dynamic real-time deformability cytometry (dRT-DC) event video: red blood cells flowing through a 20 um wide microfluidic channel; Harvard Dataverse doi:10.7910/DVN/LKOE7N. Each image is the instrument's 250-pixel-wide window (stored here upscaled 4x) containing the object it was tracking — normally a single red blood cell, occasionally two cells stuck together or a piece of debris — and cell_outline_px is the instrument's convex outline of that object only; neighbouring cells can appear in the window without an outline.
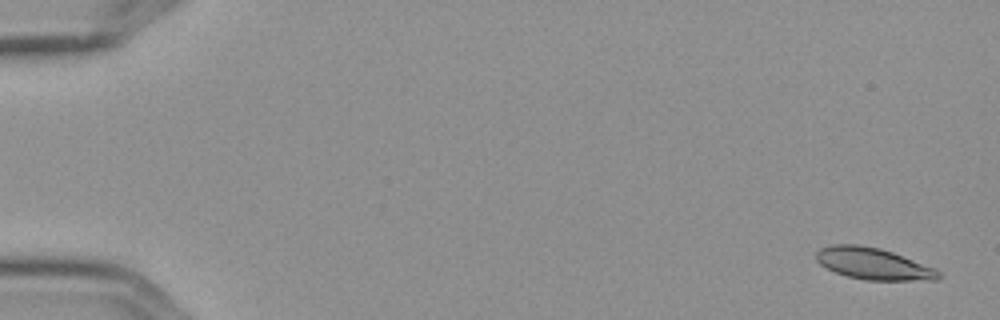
{"species": "Egyptian fruit bat (a non-hibernating species)", "species_latin": "Rousettus aegyptiacus", "temperature_condition": "cold", "stored_images_in_passage": 5, "camera_frame_rate_fps": 3000, "um_per_image_px": 0.085, "frame": {"image": 1, "passage_image": 1, "time_ms": 0.0, "image_size_px": [1000, 320], "cell_outline_px": [[940, 280], [864, 280], [848, 276], [836, 272], [820, 264], [816, 260], [816, 252], [820, 248], [832, 244], [860, 244], [880, 248], [892, 252], [936, 268], [940, 272]], "centroid_in_image_um": [74.24, 22.41], "position_along_channel_um": 10.8, "area_um2": 22.6}}
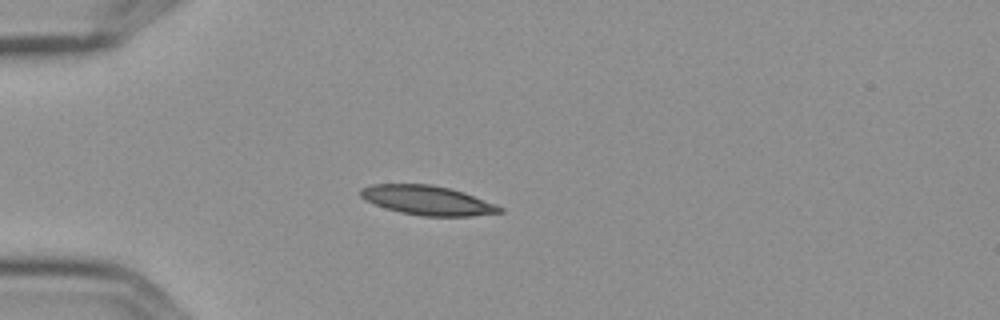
{"frame": {"image": 2, "passage_image": 5, "time_ms": 1.333, "image_size_px": [1000, 320], "cell_outline_px": [[504, 212], [472, 216], [424, 216], [400, 212], [364, 200], [360, 196], [360, 188], [372, 184], [432, 184], [464, 192], [496, 204], [504, 208]], "centroid_in_image_um": [36.36, 17.02], "position_along_channel_um": 48.6, "area_um2": 23.76}}